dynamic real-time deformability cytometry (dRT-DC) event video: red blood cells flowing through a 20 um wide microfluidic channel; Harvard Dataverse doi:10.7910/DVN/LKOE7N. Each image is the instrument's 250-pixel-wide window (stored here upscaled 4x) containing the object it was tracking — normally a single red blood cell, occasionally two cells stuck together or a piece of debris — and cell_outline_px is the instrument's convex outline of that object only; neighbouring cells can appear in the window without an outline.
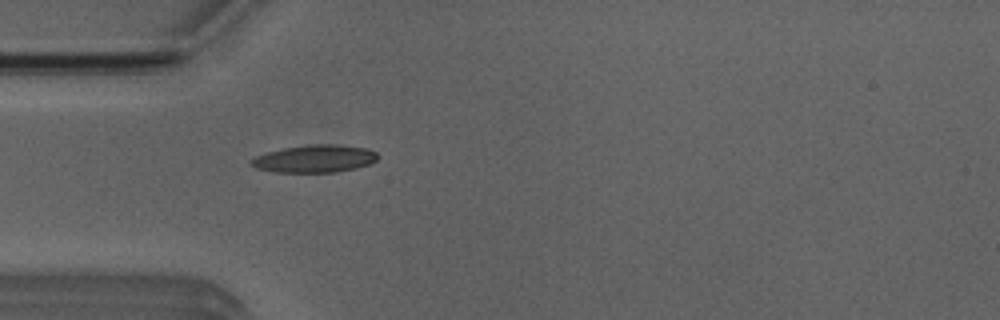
{"species": "Egyptian fruit bat (a non-hibernating species)", "species_latin": "Rousettus aegyptiacus", "temperature_condition": "room temperature", "stored_images_in_passage": 5, "camera_frame_rate_fps": 3000, "um_per_image_px": 0.085, "animal": {"sex": "male"}, "frame": {"image": 1, "passage_image": 5, "time_ms": 4.667, "image_size_px": [1000, 320], "cell_outline_px": [[380, 156], [376, 160], [368, 164], [356, 168], [336, 172], [276, 172], [256, 168], [248, 160], [256, 156], [268, 152], [284, 148], [312, 144], [332, 144], [364, 148], [376, 152]], "centroid_in_image_um": [26.75, 13.49], "position_along_channel_um": 58.3, "area_um2": 20.11}}